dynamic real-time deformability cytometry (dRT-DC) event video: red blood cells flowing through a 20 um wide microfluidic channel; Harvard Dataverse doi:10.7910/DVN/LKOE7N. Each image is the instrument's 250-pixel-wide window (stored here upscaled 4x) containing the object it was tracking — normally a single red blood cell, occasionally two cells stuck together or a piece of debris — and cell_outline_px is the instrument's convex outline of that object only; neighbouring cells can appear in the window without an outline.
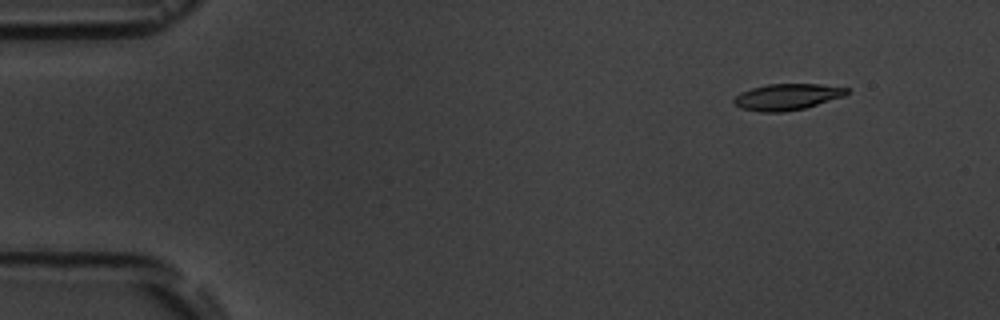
{"species": "common noctule bat (a hibernating species)", "species_latin": "Nyctalus noctula", "temperature_condition": "room temperature", "stored_images_in_passage": 4, "camera_frame_rate_fps": 3000, "um_per_image_px": 0.085, "animal": {"sex": "male", "body_mass_g": 19.5, "forearm_length_mm": 54.6}, "frame": {"image": 1, "passage_image": 1, "time_ms": 0.0, "image_size_px": [1000, 320], "cell_outline_px": [[848, 92], [844, 96], [804, 108], [784, 112], [760, 112], [740, 108], [732, 100], [740, 92], [752, 88], [768, 84], [820, 84], [848, 88]], "centroid_in_image_um": [66.88, 8.23], "position_along_channel_um": 18.1, "area_um2": 17.17}}
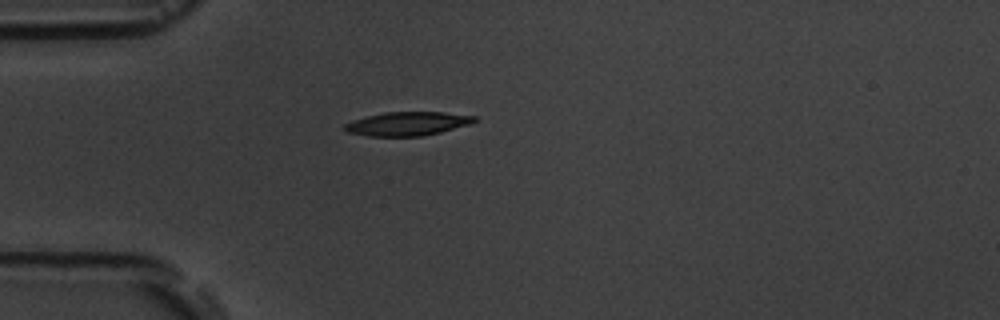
{"frame": {"image": 2, "passage_image": 4, "time_ms": 3.333, "image_size_px": [1000, 320], "cell_outline_px": [[476, 120], [472, 124], [440, 132], [420, 136], [368, 136], [348, 132], [344, 128], [344, 124], [352, 120], [384, 112], [444, 112], [476, 116]], "centroid_in_image_um": [34.65, 10.51], "position_along_channel_um": 50.3, "area_um2": 17.92}}